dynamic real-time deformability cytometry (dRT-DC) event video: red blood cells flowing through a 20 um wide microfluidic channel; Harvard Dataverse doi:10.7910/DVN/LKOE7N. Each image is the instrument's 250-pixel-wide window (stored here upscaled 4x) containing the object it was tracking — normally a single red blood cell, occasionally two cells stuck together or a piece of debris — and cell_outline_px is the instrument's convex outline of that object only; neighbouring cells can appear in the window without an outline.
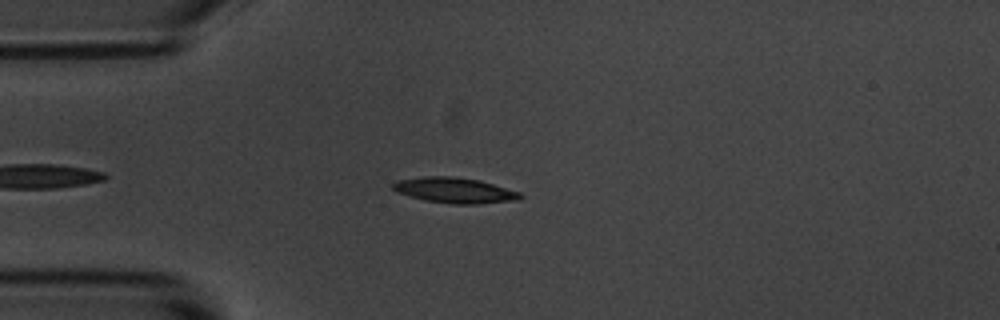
{"species": "common noctule bat (a hibernating species)", "species_latin": "Nyctalus noctula", "temperature_condition": "room temperature", "stored_images_in_passage": 4, "camera_frame_rate_fps": 3000, "um_per_image_px": 0.085, "animal": {"sex": "male", "body_mass_g": 20.1, "forearm_length_mm": 53.5}, "frame": {"image": 1, "passage_image": 4, "time_ms": 3.333, "image_size_px": [1000, 320], "cell_outline_px": [[524, 196], [520, 200], [476, 204], [452, 204], [424, 200], [396, 192], [392, 188], [392, 184], [396, 180], [424, 176], [452, 176], [480, 180], [520, 192]], "centroid_in_image_um": [38.65, 16.17], "position_along_channel_um": 46.3, "area_um2": 19.07}}